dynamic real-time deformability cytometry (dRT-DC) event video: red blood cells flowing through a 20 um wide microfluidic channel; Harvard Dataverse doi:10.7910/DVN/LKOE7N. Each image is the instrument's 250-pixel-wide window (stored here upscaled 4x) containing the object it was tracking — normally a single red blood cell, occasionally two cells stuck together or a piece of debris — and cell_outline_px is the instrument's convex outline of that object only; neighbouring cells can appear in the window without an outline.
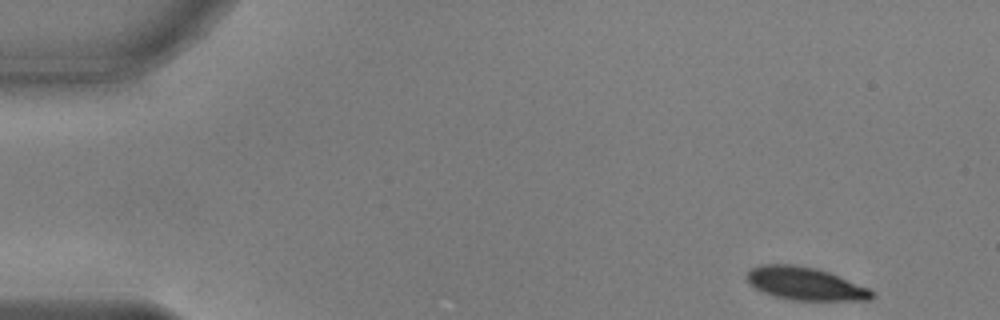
{"species": "common noctule bat (a hibernating species)", "species_latin": "Nyctalus noctula", "temperature_condition": "warm", "stored_images_in_passage": 47, "camera_frame_rate_fps": 3000, "um_per_image_px": 0.085, "animal": {"sex": "male", "body_mass_g": 17.9, "forearm_length_mm": 54.2}, "frame": {"image": 1, "passage_image": 1, "time_ms": 0.0, "image_size_px": [1000, 320], "cell_outline_px": [[876, 296], [872, 300], [792, 300], [776, 296], [764, 292], [756, 288], [744, 276], [752, 268], [760, 264], [792, 264], [816, 268], [828, 272], [868, 288], [876, 292]], "centroid_in_image_um": [68.47, 24.11], "position_along_channel_um": 16.5, "area_um2": 23.81}}
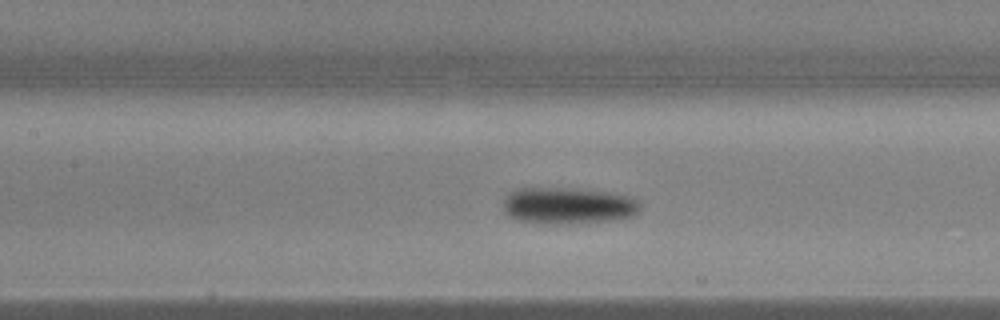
{"frame": {"image": 2, "passage_image": 21, "time_ms": 6.667, "image_size_px": [1000, 320], "cell_outline_px": [[640, 208], [636, 216], [620, 220], [560, 224], [536, 224], [516, 220], [508, 216], [504, 208], [504, 200], [516, 188], [564, 188], [608, 192], [632, 196], [640, 204]], "centroid_in_image_um": [48.32, 17.51], "position_along_channel_um": 159.1, "area_um2": 29.59}}
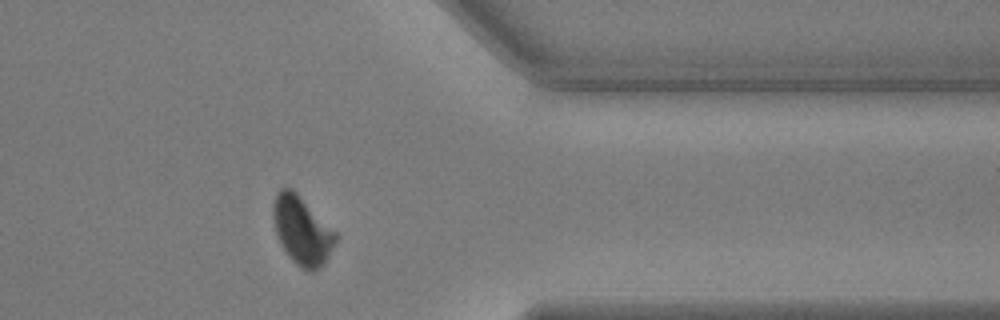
{"frame": {"image": 3, "passage_image": 40, "time_ms": 13.0, "image_size_px": [1000, 320], "cell_outline_px": [[336, 240], [324, 264], [320, 268], [312, 272], [308, 272], [300, 268], [288, 256], [280, 244], [276, 232], [272, 216], [272, 204], [276, 192], [280, 188], [292, 188], [336, 232]], "centroid_in_image_um": [25.64, 19.6], "position_along_channel_um": 385.8, "area_um2": 24.85}}